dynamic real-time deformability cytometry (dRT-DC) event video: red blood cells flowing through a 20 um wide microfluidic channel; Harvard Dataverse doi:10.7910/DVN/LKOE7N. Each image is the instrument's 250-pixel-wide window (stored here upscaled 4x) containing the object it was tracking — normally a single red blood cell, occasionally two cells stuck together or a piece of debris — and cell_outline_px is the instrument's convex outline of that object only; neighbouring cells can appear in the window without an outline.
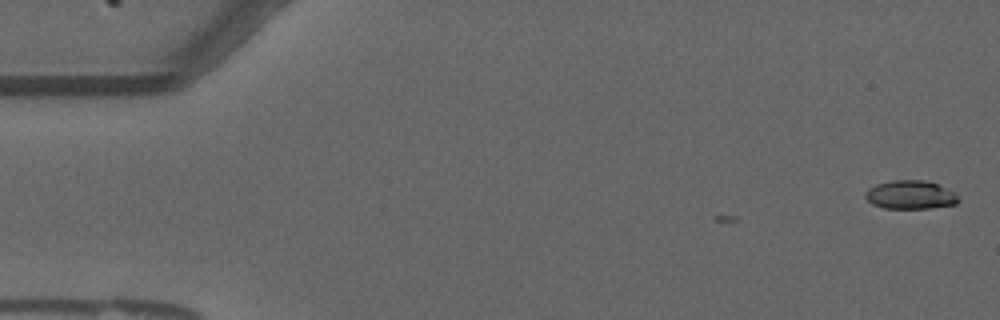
{"species": "common noctule bat (a hibernating species)", "species_latin": "Nyctalus noctula", "temperature_condition": "warm", "stored_images_in_passage": 3, "camera_frame_rate_fps": 3000, "um_per_image_px": 0.085, "animal": {"sex": "male", "forearm_length_mm": 52.5}, "frame": {"image": 1, "passage_image": 3, "time_ms": 0.667, "image_size_px": [1000, 320], "cell_outline_px": [[960, 200], [956, 204], [932, 208], [884, 208], [872, 204], [864, 196], [864, 192], [868, 188], [876, 184], [892, 180], [928, 180], [956, 192]], "centroid_in_image_um": [77.4, 16.55], "position_along_channel_um": 7.6, "area_um2": 15.72}}